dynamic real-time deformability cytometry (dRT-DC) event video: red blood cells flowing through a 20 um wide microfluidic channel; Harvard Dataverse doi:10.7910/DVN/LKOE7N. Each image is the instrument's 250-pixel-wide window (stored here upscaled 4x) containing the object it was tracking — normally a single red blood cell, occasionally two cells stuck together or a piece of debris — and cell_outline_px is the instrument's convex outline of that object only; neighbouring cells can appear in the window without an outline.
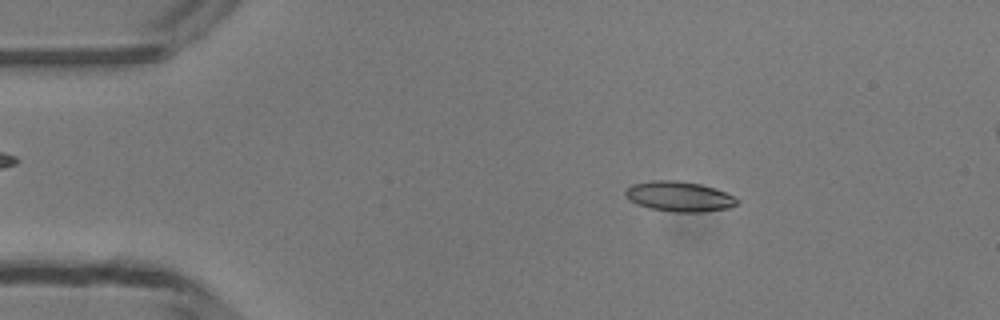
{"species": "common noctule bat (a hibernating species)", "species_latin": "Nyctalus noctula", "temperature_condition": "room temperature", "stored_images_in_passage": 43, "segment_of_instrument_passage": [1, 2], "camera_frame_rate_fps": 3000, "um_per_image_px": 0.085, "animal": {"sex": "male", "body_mass_g": 13.3}, "frame": {"image": 1, "passage_image": 2, "time_ms": 0.333, "image_size_px": [1000, 320], "cell_outline_px": [[740, 200], [736, 204], [728, 208], [704, 212], [672, 212], [648, 208], [636, 204], [624, 196], [624, 192], [632, 184], [652, 180], [676, 180], [700, 184], [716, 188]], "centroid_in_image_um": [57.7, 16.7], "position_along_channel_um": 27.3, "area_um2": 19.71}}
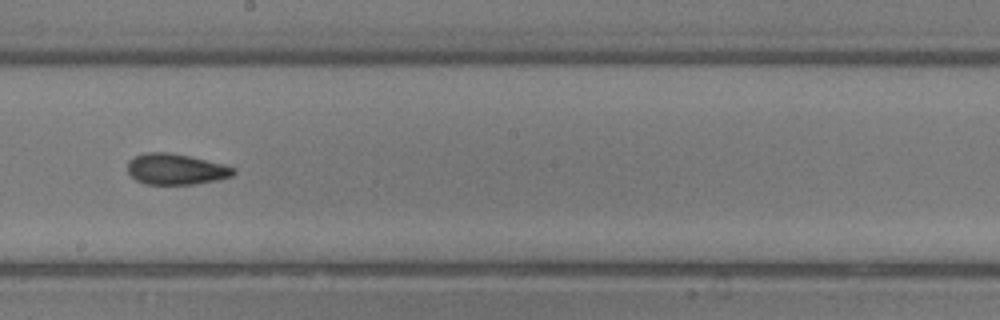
{"frame": {"image": 2, "passage_image": 21, "time_ms": 6.667, "image_size_px": [1000, 320], "cell_outline_px": [[236, 172], [232, 176], [216, 180], [196, 184], [144, 184], [136, 180], [128, 172], [128, 160], [144, 152], [168, 152], [188, 156], [224, 164], [236, 168]], "centroid_in_image_um": [14.95, 14.38], "position_along_channel_um": 233.2, "area_um2": 19.07}}
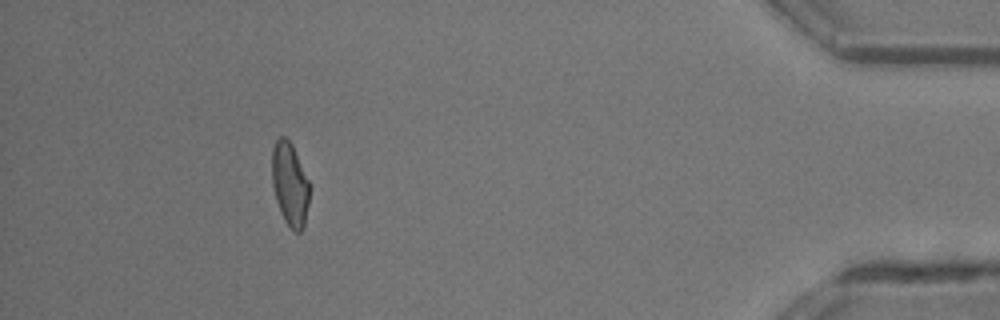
{"frame": {"image": 3, "passage_image": 38, "time_ms": 12.333, "image_size_px": [1000, 320], "cell_outline_px": [[308, 204], [304, 228], [300, 232], [296, 232], [284, 220], [280, 212], [276, 200], [272, 184], [272, 148], [276, 140], [280, 136], [284, 136], [292, 144], [308, 180]], "centroid_in_image_um": [24.62, 15.65], "position_along_channel_um": 410.6, "area_um2": 18.03}}